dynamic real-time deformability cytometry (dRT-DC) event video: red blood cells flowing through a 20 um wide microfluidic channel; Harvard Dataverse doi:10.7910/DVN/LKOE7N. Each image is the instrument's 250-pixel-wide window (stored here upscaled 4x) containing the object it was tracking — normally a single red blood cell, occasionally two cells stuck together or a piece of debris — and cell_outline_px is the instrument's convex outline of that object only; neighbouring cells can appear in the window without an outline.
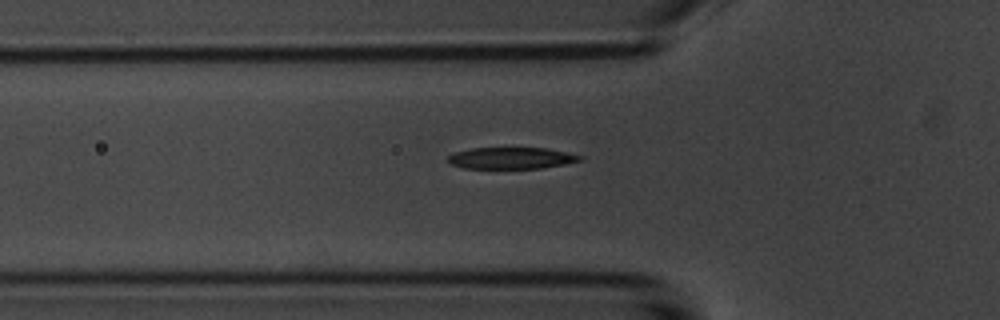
{"species": "common noctule bat (a hibernating species)", "species_latin": "Nyctalus noctula", "temperature_condition": "room temperature", "stored_images_in_passage": 6, "camera_frame_rate_fps": 3000, "um_per_image_px": 0.085, "animal": {"sex": "male", "body_mass_g": 20.1, "forearm_length_mm": 53.5}, "frame": {"image": 1, "passage_image": 6, "time_ms": 5.667, "image_size_px": [1000, 320], "cell_outline_px": [[584, 160], [564, 164], [540, 168], [464, 168], [452, 164], [448, 160], [448, 156], [456, 152], [472, 148], [548, 148], [584, 156]], "centroid_in_image_um": [43.52, 13.43], "position_along_channel_um": 82.3, "area_um2": 16.47}}